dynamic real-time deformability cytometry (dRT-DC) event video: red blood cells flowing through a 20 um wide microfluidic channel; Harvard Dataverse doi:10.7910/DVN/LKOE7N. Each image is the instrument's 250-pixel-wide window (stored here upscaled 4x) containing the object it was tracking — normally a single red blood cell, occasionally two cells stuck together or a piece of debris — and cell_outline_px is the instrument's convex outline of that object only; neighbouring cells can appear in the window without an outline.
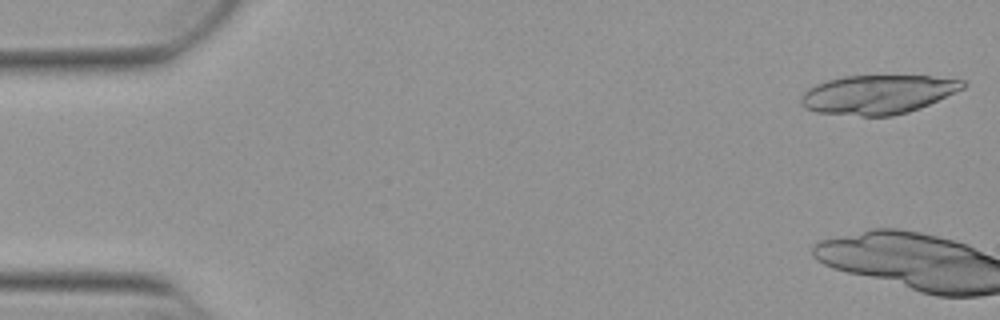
{"species": "Egyptian fruit bat (a non-hibernating species)", "species_latin": "Rousettus aegyptiacus", "temperature_condition": "warm", "stored_images_in_passage": 4, "camera_frame_rate_fps": 3000, "um_per_image_px": 0.085, "animal": {"sex": "female"}, "frame": {"image": 1, "passage_image": 1, "time_ms": 0.0, "image_size_px": [1000, 320], "cell_outline_px": [[968, 84], [964, 88], [920, 108], [908, 112], [892, 116], [860, 116], [816, 112], [804, 108], [800, 100], [800, 96], [808, 88], [816, 84], [828, 80], [844, 76], [928, 76], [964, 80]], "centroid_in_image_um": [74.6, 8.03], "position_along_channel_um": 10.4, "area_um2": 36.76}}